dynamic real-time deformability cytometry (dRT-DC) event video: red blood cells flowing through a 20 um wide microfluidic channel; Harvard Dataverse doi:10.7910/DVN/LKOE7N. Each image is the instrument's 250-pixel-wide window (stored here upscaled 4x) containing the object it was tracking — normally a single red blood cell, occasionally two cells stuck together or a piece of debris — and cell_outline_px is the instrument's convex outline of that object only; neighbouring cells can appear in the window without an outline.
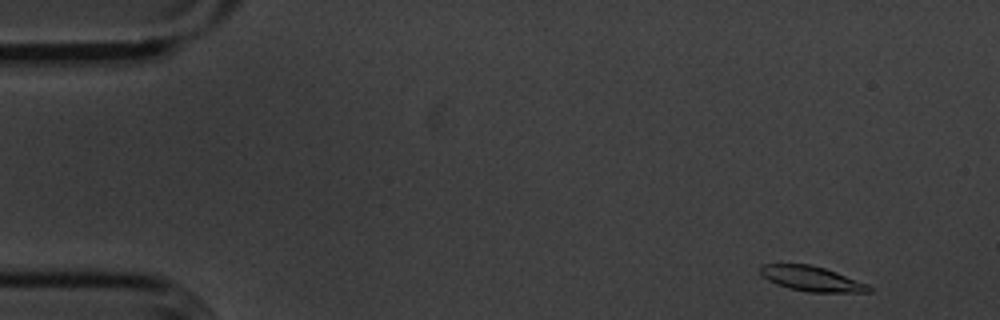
{"species": "common noctule bat (a hibernating species)", "species_latin": "Nyctalus noctula", "temperature_condition": "cold", "stored_images_in_passage": 52, "camera_frame_rate_fps": 3000, "um_per_image_px": 0.085, "animal": {"sex": "male", "body_mass_g": 20.1, "forearm_length_mm": 53.5}, "frame": {"image": 1, "passage_image": 1, "time_ms": 0.0, "image_size_px": [1000, 320], "cell_outline_px": [[872, 292], [808, 292], [788, 288], [776, 284], [768, 280], [760, 272], [760, 264], [812, 264], [836, 272], [868, 284], [872, 288]], "centroid_in_image_um": [68.99, 23.69], "position_along_channel_um": 16.0, "area_um2": 15.78}}
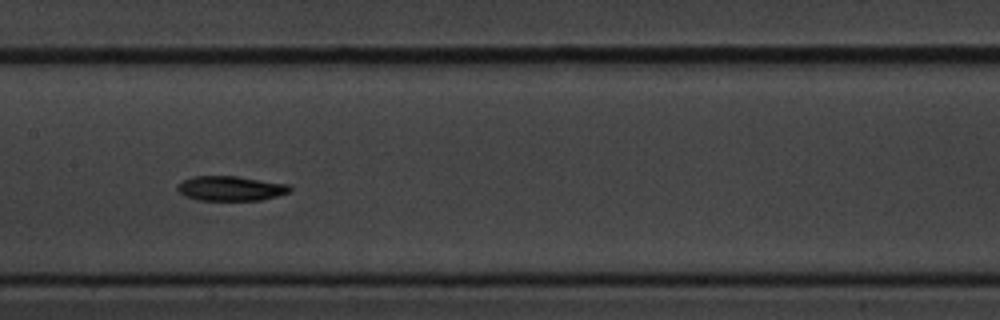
{"frame": {"image": 2, "passage_image": 24, "time_ms": 7.667, "image_size_px": [1000, 320], "cell_outline_px": [[292, 188], [288, 192], [276, 196], [260, 200], [196, 200], [184, 196], [176, 188], [176, 184], [192, 176], [236, 176], [288, 184]], "centroid_in_image_um": [19.56, 16.01], "position_along_channel_um": 187.8, "area_um2": 16.18}}
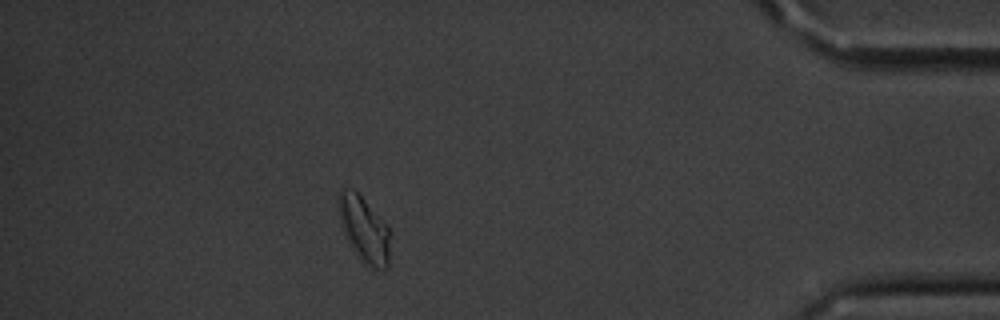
{"frame": {"image": 3, "passage_image": 46, "time_ms": 15.0, "image_size_px": [1000, 320], "cell_outline_px": [[392, 232], [388, 268], [372, 268], [364, 264], [356, 256], [348, 244], [344, 236], [340, 224], [336, 200], [340, 188], [352, 188], [388, 224]], "centroid_in_image_um": [30.94, 19.5], "position_along_channel_um": 404.3, "area_um2": 20.69}, "authors_computed_cell_mechanics": {"area_um2": 16.3574, "velocity_mm_per_s": 3.5666, "shape_relaxation_time_tau1_ms": 3.102, "shape_relaxation_time_tau2_ms": null, "deformation_change_tau1": 0.1068, "deformation_change_tau2": null}}